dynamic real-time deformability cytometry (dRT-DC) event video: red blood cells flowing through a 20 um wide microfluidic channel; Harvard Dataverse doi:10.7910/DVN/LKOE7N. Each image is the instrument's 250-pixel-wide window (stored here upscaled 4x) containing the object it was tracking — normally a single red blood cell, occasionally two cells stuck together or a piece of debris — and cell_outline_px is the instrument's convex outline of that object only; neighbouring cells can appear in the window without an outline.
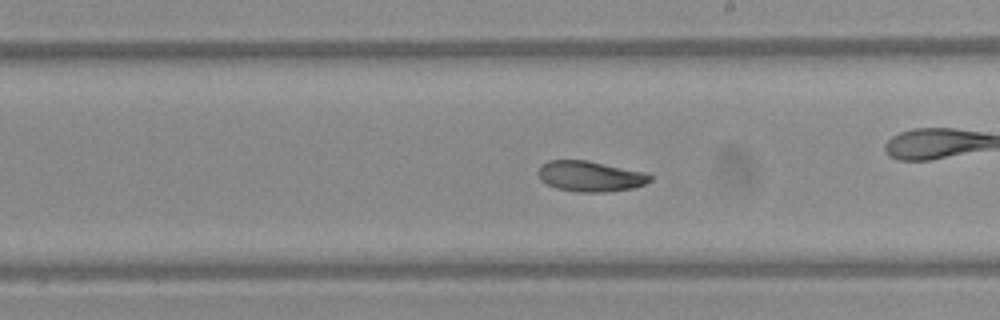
{"species": "Egyptian fruit bat (a non-hibernating species)", "species_latin": "Rousettus aegyptiacus", "temperature_condition": "warm", "stored_images_in_passage": 57, "camera_frame_rate_fps": 3000, "um_per_image_px": 0.085, "frame": {"image": 1, "passage_image": 33, "time_ms": 10.667, "image_size_px": [1000, 320], "cell_outline_px": [[652, 180], [644, 184], [632, 188], [604, 192], [580, 192], [556, 188], [540, 180], [536, 172], [540, 164], [548, 160], [588, 160], [648, 172], [652, 176]], "centroid_in_image_um": [50.16, 14.96], "position_along_channel_um": 238.8, "area_um2": 20.23}}
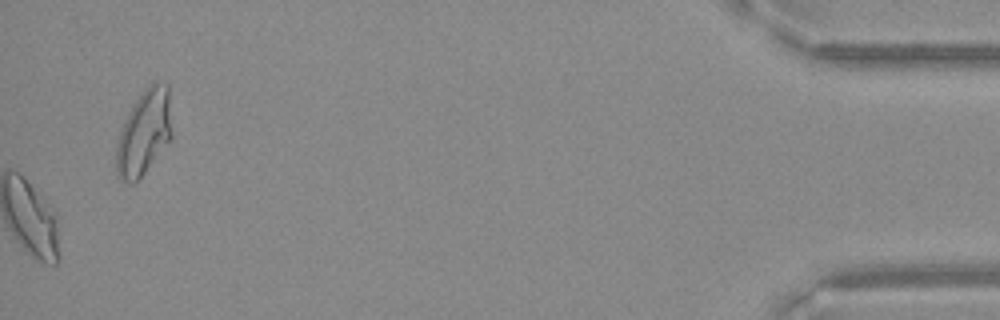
{"frame": {"image": 2, "passage_image": 57, "time_ms": 18.667, "image_size_px": [1000, 320], "cell_outline_px": [[172, 140], [144, 172], [132, 184], [120, 180], [116, 176], [116, 144], [120, 128], [128, 112], [144, 88], [156, 80], [168, 84], [172, 132]], "centroid_in_image_um": [12.24, 11.25], "position_along_channel_um": 423.0, "area_um2": 27.98}}